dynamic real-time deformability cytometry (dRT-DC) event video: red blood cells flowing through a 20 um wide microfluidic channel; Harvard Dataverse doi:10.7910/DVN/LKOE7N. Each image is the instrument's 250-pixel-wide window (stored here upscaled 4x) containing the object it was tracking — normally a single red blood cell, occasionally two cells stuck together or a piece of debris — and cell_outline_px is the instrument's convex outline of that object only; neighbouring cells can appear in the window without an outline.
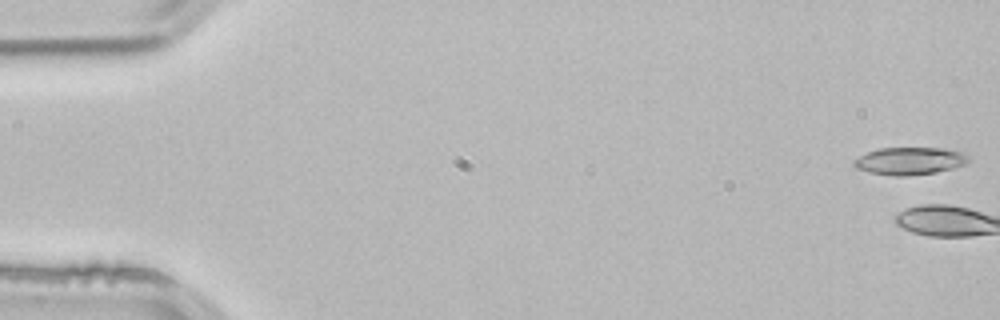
{"species": "common noctule bat (a hibernating species)", "species_latin": "Nyctalus noctula", "temperature_condition": "room temperature", "stored_images_in_passage": 4, "camera_frame_rate_fps": 3000, "um_per_image_px": 0.085, "animal": {"sex": "male", "body_mass_g": 21.5, "forearm_length_mm": 52.0}, "frame": {"image": 1, "passage_image": 1, "time_ms": 0.0, "image_size_px": [1000, 320], "cell_outline_px": [[972, 160], [968, 164], [936, 172], [908, 176], [896, 176], [868, 172], [856, 168], [852, 164], [852, 160], [868, 152], [880, 148], [944, 148], [960, 152]], "centroid_in_image_um": [77.32, 13.68], "position_along_channel_um": 7.7, "area_um2": 18.38}}